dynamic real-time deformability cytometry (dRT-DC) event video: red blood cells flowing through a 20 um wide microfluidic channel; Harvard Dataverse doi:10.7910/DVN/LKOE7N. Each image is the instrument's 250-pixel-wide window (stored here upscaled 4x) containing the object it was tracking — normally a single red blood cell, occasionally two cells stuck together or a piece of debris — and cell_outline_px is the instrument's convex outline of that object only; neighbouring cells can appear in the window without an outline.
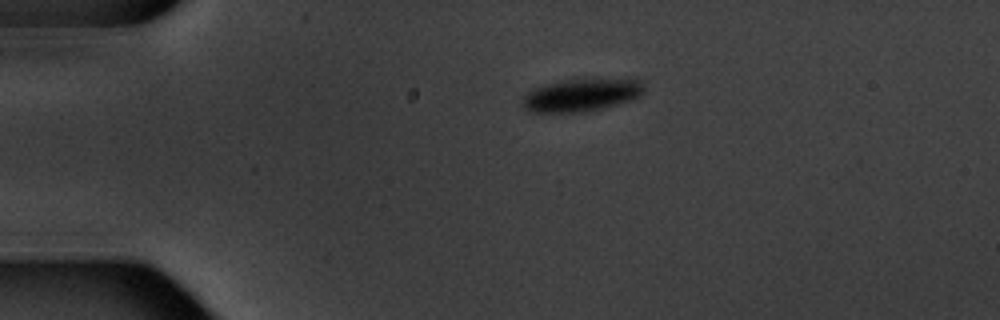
{"species": "common noctule bat (a hibernating species)", "species_latin": "Nyctalus noctula", "temperature_condition": "warm", "stored_images_in_passage": 4, "camera_frame_rate_fps": 3000, "um_per_image_px": 0.085, "animal": {"sex": "male", "body_mass_g": 20.1, "forearm_length_mm": 53.5}, "frame": {"image": 1, "passage_image": 1, "time_ms": 0.0, "image_size_px": [1000, 320], "cell_outline_px": [[644, 88], [640, 96], [604, 108], [584, 112], [528, 112], [520, 104], [520, 100], [532, 88], [544, 84], [584, 76], [636, 76], [644, 84]], "centroid_in_image_um": [49.48, 7.99], "position_along_channel_um": 35.5, "area_um2": 24.74}}
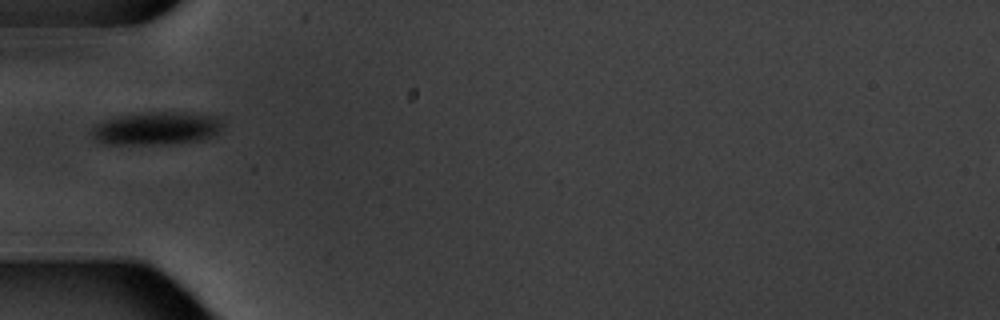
{"frame": {"image": 2, "passage_image": 3, "time_ms": 2.333, "image_size_px": [1000, 320], "cell_outline_px": [[224, 124], [220, 132], [204, 140], [160, 144], [104, 144], [96, 140], [88, 132], [96, 124], [104, 120], [116, 116], [148, 112], [184, 112], [216, 116]], "centroid_in_image_um": [13.29, 10.91], "position_along_channel_um": 71.7, "area_um2": 25.43}}
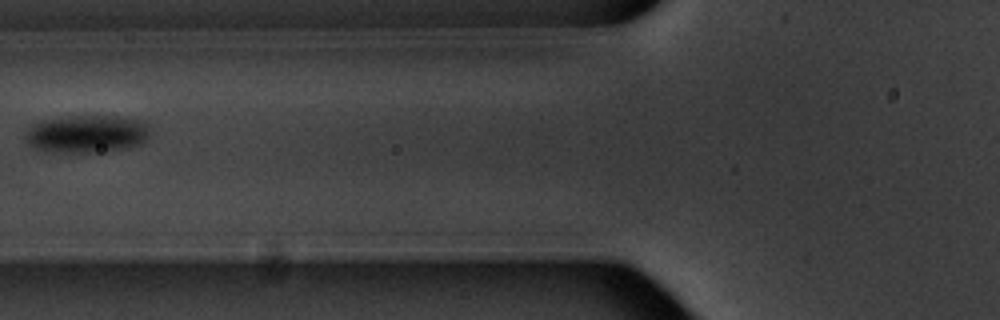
{"frame": {"image": 3, "passage_image": 4, "time_ms": 3.667, "image_size_px": [1000, 320], "cell_outline_px": [[148, 136], [140, 144], [128, 148], [96, 152], [64, 152], [36, 148], [28, 144], [24, 136], [40, 120], [72, 116], [116, 116], [144, 120], [148, 124]], "centroid_in_image_um": [7.43, 11.37], "position_along_channel_um": 118.4, "area_um2": 27.05}}